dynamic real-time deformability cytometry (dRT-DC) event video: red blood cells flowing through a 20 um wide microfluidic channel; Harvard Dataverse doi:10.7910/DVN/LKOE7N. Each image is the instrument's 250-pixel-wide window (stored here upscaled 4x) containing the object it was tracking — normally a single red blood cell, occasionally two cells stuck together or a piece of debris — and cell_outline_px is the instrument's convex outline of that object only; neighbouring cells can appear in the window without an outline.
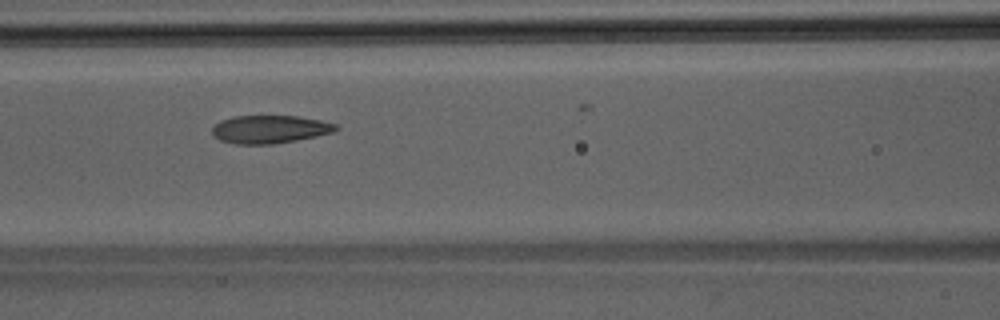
{"species": "Egyptian fruit bat (a non-hibernating species)", "species_latin": "Rousettus aegyptiacus", "temperature_condition": "room temperature", "stored_images_in_passage": 26, "camera_frame_rate_fps": 3000, "um_per_image_px": 0.085, "animal": {"sex": "male"}, "frame": {"image": 1, "passage_image": 8, "time_ms": 2.333, "image_size_px": [1000, 320], "cell_outline_px": [[340, 128], [336, 132], [296, 140], [272, 144], [236, 144], [220, 140], [212, 136], [212, 128], [220, 120], [232, 116], [300, 116], [320, 120], [336, 124]], "centroid_in_image_um": [22.94, 10.98], "position_along_channel_um": 143.7, "area_um2": 20.35}}
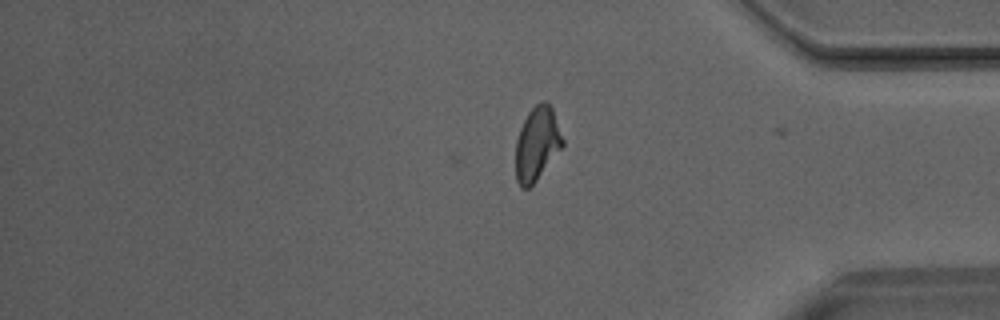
{"frame": {"image": 2, "passage_image": 26, "time_ms": 8.333, "image_size_px": [1000, 320], "cell_outline_px": [[564, 144], [536, 180], [528, 188], [520, 188], [516, 180], [516, 140], [520, 128], [528, 112], [536, 104], [544, 100], [552, 108], [564, 140]], "centroid_in_image_um": [45.63, 12.22], "position_along_channel_um": 389.6, "area_um2": 19.88}}